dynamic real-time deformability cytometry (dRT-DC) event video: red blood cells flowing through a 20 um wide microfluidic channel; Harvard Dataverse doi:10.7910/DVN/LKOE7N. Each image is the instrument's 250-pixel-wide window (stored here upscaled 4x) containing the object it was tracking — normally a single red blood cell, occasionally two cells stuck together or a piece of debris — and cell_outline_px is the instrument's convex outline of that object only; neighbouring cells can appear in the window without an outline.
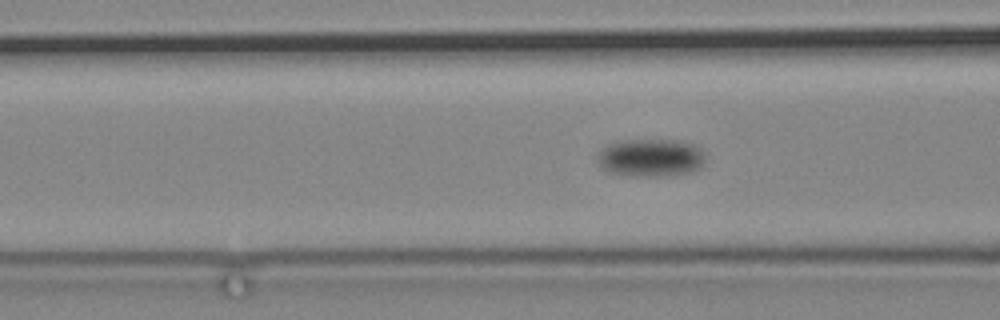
{"species": "common noctule bat (a hibernating species)", "species_latin": "Nyctalus noctula", "temperature_condition": "cold", "stored_images_in_passage": 61, "camera_frame_rate_fps": 3000, "um_per_image_px": 0.085, "animal": {"sex": "male", "body_mass_g": 19.2, "forearm_length_mm": 51.8}, "frame": {"image": 1, "passage_image": 21, "time_ms": 6.667, "image_size_px": [1000, 320], "cell_outline_px": [[704, 160], [700, 168], [688, 172], [668, 176], [632, 176], [612, 172], [600, 168], [596, 160], [596, 152], [608, 144], [624, 140], [684, 140], [700, 148], [704, 152]], "centroid_in_image_um": [55.27, 13.4], "position_along_channel_um": 111.3, "area_um2": 24.1}}
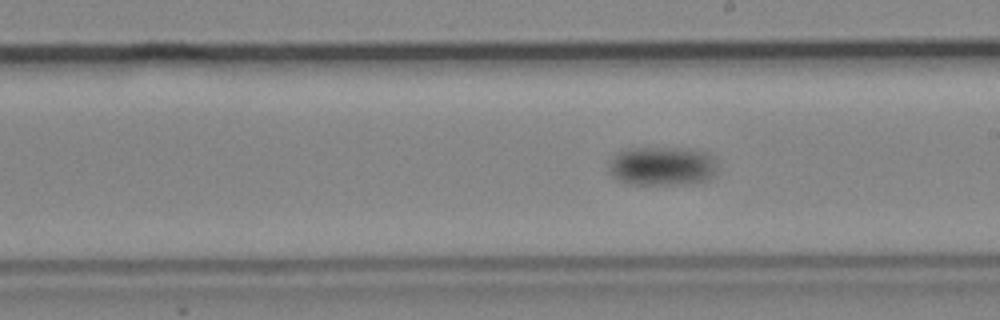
{"frame": {"image": 2, "passage_image": 35, "time_ms": 11.333, "image_size_px": [1000, 320], "cell_outline_px": [[716, 172], [712, 176], [704, 180], [684, 184], [628, 184], [612, 176], [608, 172], [608, 160], [616, 152], [628, 148], [688, 148], [708, 152], [716, 156]], "centroid_in_image_um": [56.26, 14.09], "position_along_channel_um": 232.7, "area_um2": 25.14}}
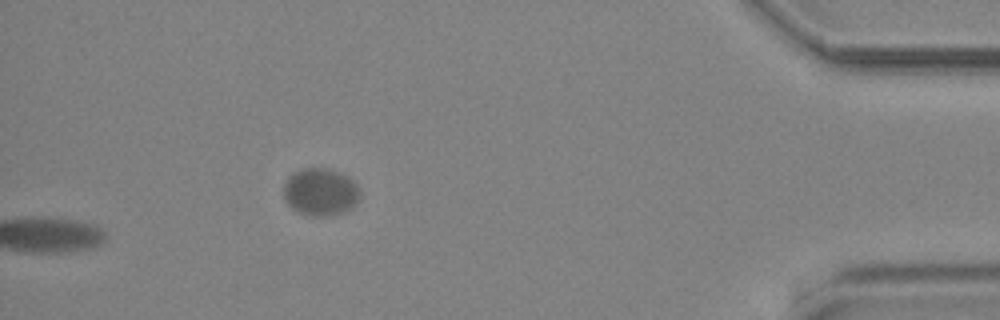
{"frame": {"image": 3, "passage_image": 61, "time_ms": 20.0, "image_size_px": [1000, 320], "cell_outline_px": [[360, 200], [352, 208], [344, 212], [328, 216], [312, 216], [296, 212], [284, 200], [284, 184], [288, 176], [292, 172], [300, 168], [328, 168], [348, 176], [360, 188]], "centroid_in_image_um": [27.24, 16.32], "position_along_channel_um": 408.0, "area_um2": 21.56}}